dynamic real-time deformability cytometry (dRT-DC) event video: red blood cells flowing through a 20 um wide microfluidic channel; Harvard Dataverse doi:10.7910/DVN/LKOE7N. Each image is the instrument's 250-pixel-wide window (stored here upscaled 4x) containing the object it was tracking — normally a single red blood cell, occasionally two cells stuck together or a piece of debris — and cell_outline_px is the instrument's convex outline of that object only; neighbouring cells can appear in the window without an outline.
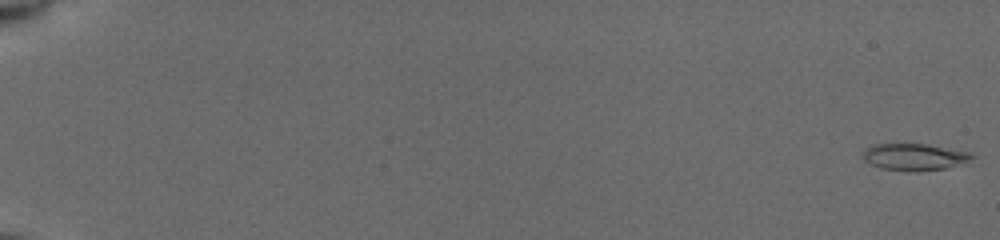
{"species": "common noctule bat (a hibernating species)", "species_latin": "Nyctalus noctula", "temperature_condition": "cold", "stored_images_in_passage": 56, "segment_of_instrument_passage": [1, 2], "camera_frame_rate_fps": 3000, "um_per_image_px": 0.085, "animal": {"sex": "female", "body_mass_g": 19.5, "forearm_length_mm": 54.1}, "frame": {"image": 1, "passage_image": 1, "time_ms": 0.0, "image_size_px": [1000, 240], "cell_outline_px": [[976, 156], [944, 168], [908, 172], [884, 168], [872, 164], [864, 160], [864, 152], [872, 144], [924, 144], [968, 152]], "centroid_in_image_um": [77.66, 13.33], "position_along_channel_um": 7.3, "area_um2": 16.3}}
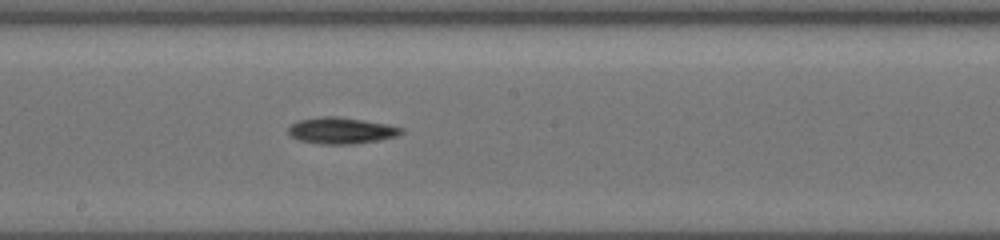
{"frame": {"image": 2, "passage_image": 33, "time_ms": 10.667, "image_size_px": [1000, 240], "cell_outline_px": [[404, 132], [396, 136], [380, 140], [352, 144], [320, 144], [300, 140], [292, 136], [288, 132], [288, 128], [292, 124], [300, 120], [324, 116], [336, 116], [364, 120], [388, 124], [404, 128]], "centroid_in_image_um": [29.05, 11.1], "position_along_channel_um": 219.2, "area_um2": 17.28}}
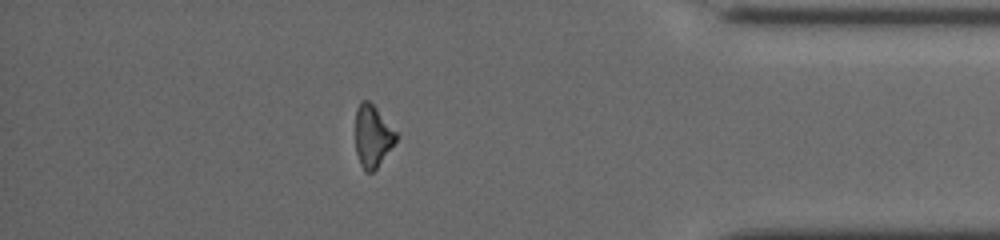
{"frame": {"image": 3, "passage_image": 49, "time_ms": 16.0, "image_size_px": [1000, 240], "cell_outline_px": [[400, 136], [376, 168], [372, 172], [364, 172], [360, 164], [356, 152], [356, 108], [360, 100], [368, 100], [376, 108]], "centroid_in_image_um": [31.67, 11.57], "position_along_channel_um": 403.5, "area_um2": 14.68}}